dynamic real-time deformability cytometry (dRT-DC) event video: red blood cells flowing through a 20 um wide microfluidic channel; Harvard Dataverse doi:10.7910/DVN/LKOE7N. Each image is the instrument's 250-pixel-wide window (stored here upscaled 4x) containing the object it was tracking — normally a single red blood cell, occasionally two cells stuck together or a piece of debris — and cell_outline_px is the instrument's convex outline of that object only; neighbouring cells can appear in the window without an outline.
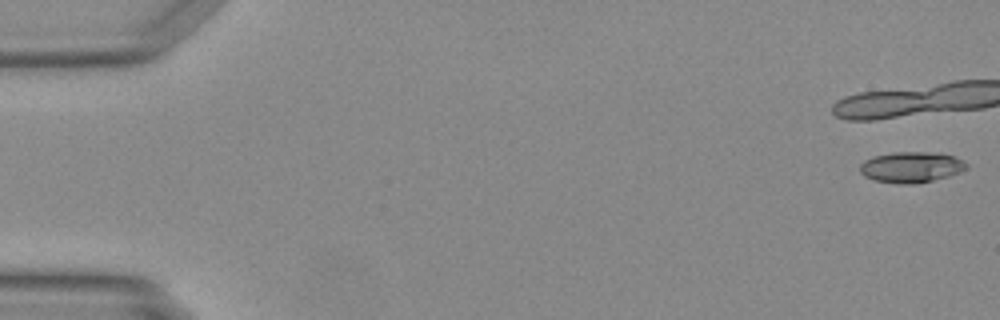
{"species": "Egyptian fruit bat (a non-hibernating species)", "species_latin": "Rousettus aegyptiacus", "temperature_condition": "warm", "stored_images_in_passage": 4, "camera_frame_rate_fps": 3000, "um_per_image_px": 0.085, "animal": {"sex": "female"}, "frame": {"image": 1, "passage_image": 1, "time_ms": 0.0, "image_size_px": [1000, 320], "cell_outline_px": [[968, 168], [960, 172], [948, 176], [932, 180], [912, 184], [904, 184], [876, 180], [864, 176], [860, 172], [860, 164], [864, 160], [872, 156], [892, 152], [928, 152], [952, 156], [968, 164]], "centroid_in_image_um": [77.42, 14.2], "position_along_channel_um": 7.6, "area_um2": 18.9}}